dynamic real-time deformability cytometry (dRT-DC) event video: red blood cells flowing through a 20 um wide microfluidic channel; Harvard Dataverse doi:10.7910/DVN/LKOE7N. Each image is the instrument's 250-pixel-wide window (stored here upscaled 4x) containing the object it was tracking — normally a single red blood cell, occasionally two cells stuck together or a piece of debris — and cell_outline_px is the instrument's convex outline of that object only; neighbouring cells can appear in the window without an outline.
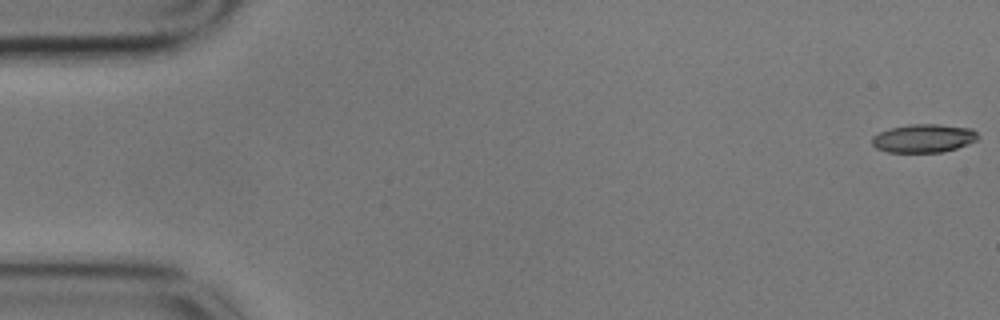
{"species": "common noctule bat (a hibernating species)", "species_latin": "Nyctalus noctula", "temperature_condition": "cold", "stored_images_in_passage": 57, "camera_frame_rate_fps": 3000, "um_per_image_px": 0.085, "animal": {"sex": "male", "body_mass_g": 17.9}, "frame": {"image": 1, "passage_image": 1, "time_ms": 0.0, "image_size_px": [1000, 320], "cell_outline_px": [[980, 136], [976, 140], [968, 144], [956, 148], [940, 152], [888, 152], [876, 148], [872, 144], [872, 136], [888, 128], [908, 124], [940, 124], [972, 128]], "centroid_in_image_um": [78.51, 11.74], "position_along_channel_um": 6.5, "area_um2": 17.63}}
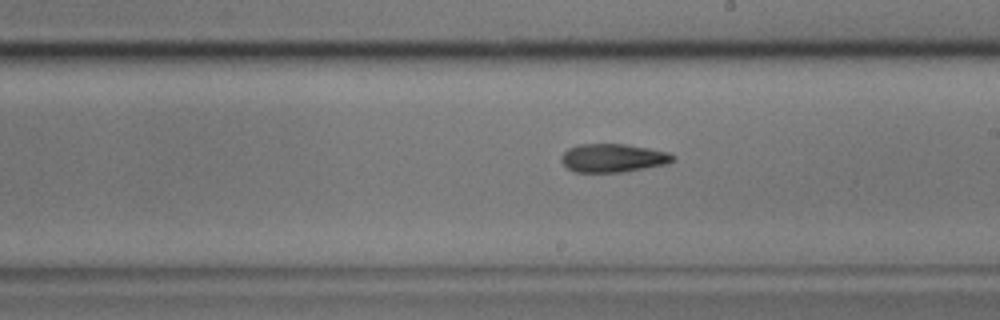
{"frame": {"image": 2, "passage_image": 32, "time_ms": 10.333, "image_size_px": [1000, 320], "cell_outline_px": [[676, 160], [668, 164], [624, 172], [572, 172], [560, 160], [560, 156], [568, 148], [580, 144], [624, 144], [648, 148], [668, 152], [676, 156]], "centroid_in_image_um": [52.12, 13.43], "position_along_channel_um": 236.9, "area_um2": 18.67}}
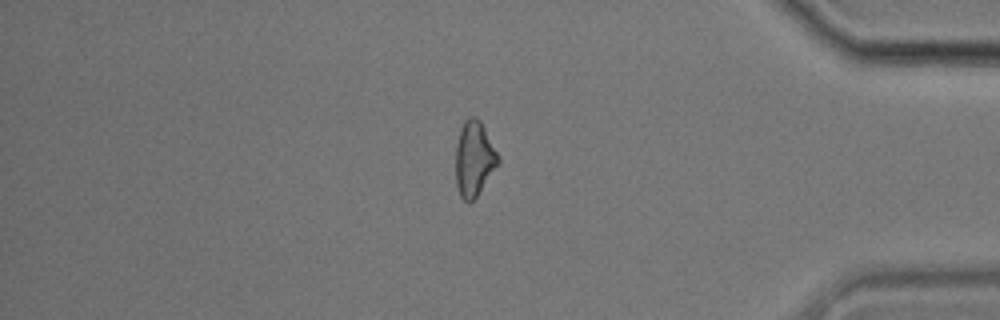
{"frame": {"image": 3, "passage_image": 48, "time_ms": 15.667, "image_size_px": [1000, 320], "cell_outline_px": [[500, 160], [476, 196], [468, 204], [460, 196], [456, 184], [456, 144], [460, 128], [464, 120], [468, 116], [476, 116], [480, 120]], "centroid_in_image_um": [40.26, 13.46], "position_along_channel_um": 394.9, "area_um2": 18.21}, "authors_computed_cell_mechanics": {"area_um2": 18.3226, "velocity_mm_per_s": 3.5381, "shape_relaxation_time_tau1_ms": null, "shape_relaxation_time_tau2_ms": 4.1396, "deformation_change_tau1": null, "deformation_change_tau2": 0.1411}}